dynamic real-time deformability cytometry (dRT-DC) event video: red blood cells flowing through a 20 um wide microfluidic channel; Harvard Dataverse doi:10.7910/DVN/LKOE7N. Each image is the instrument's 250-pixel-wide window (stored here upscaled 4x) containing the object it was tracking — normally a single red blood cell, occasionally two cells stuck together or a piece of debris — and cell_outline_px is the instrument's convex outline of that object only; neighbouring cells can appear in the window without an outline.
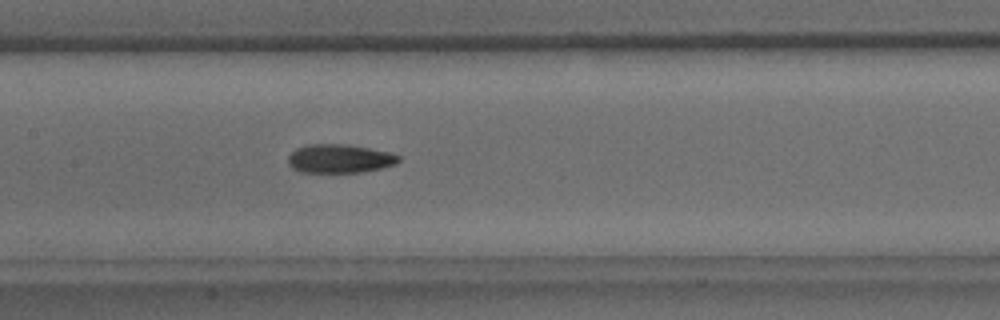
{"species": "common noctule bat (a hibernating species)", "species_latin": "Nyctalus noctula", "temperature_condition": "warm", "stored_images_in_passage": 27, "camera_frame_rate_fps": 3000, "um_per_image_px": 0.085, "animal": {"sex": "male", "body_mass_g": 15.6}, "frame": {"image": 1, "passage_image": 12, "time_ms": 3.667, "image_size_px": [1000, 320], "cell_outline_px": [[400, 160], [396, 164], [380, 168], [360, 172], [300, 172], [292, 168], [288, 164], [288, 156], [296, 148], [308, 144], [348, 144], [388, 152], [400, 156]], "centroid_in_image_um": [28.84, 13.48], "position_along_channel_um": 178.6, "area_um2": 18.44}}